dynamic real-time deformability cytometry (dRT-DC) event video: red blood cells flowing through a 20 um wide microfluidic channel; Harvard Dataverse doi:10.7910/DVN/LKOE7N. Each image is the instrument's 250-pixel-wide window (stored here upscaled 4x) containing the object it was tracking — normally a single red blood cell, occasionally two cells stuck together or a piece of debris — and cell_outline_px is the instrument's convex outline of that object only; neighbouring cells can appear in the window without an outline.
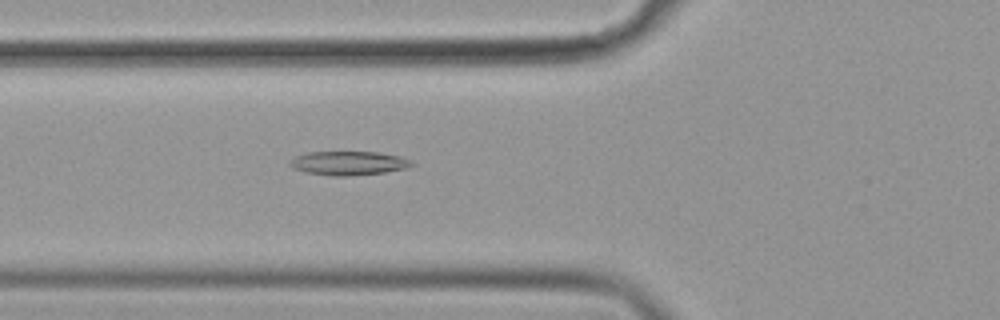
{"species": "common noctule bat (a hibernating species)", "species_latin": "Nyctalus noctula", "temperature_condition": "cold", "stored_images_in_passage": 56, "camera_frame_rate_fps": 3000, "um_per_image_px": 0.085, "animal": {"sex": "female", "body_mass_g": 19.9}, "frame": {"image": 1, "passage_image": 21, "time_ms": 6.667, "image_size_px": [1000, 320], "cell_outline_px": [[416, 164], [408, 168], [384, 172], [348, 176], [332, 176], [308, 172], [292, 168], [288, 164], [288, 160], [296, 156], [308, 152], [376, 152], [400, 156], [412, 160]], "centroid_in_image_um": [29.64, 13.86], "position_along_channel_um": 96.2, "area_um2": 17.05}}
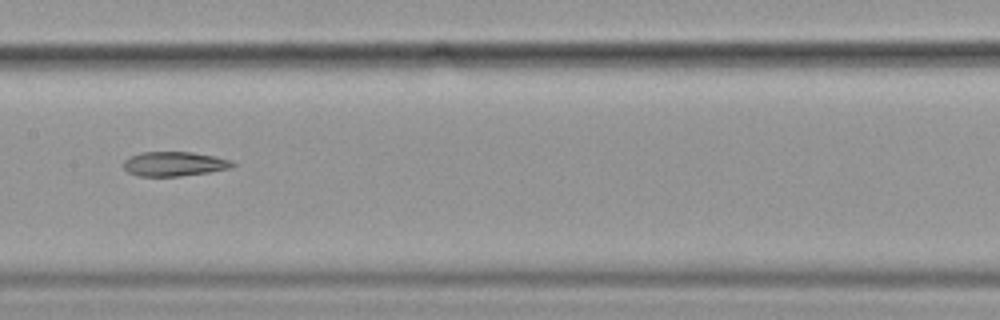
{"frame": {"image": 2, "passage_image": 29, "time_ms": 9.333, "image_size_px": [1000, 320], "cell_outline_px": [[236, 164], [232, 168], [208, 172], [180, 176], [140, 176], [128, 172], [124, 168], [124, 160], [140, 152], [192, 152], [216, 156], [232, 160]], "centroid_in_image_um": [14.85, 13.92], "position_along_channel_um": 192.5, "area_um2": 15.55}}
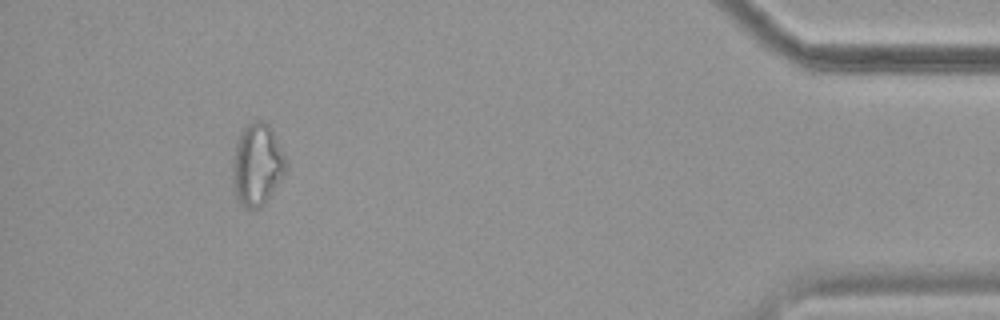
{"frame": {"image": 3, "passage_image": 52, "time_ms": 17.0, "image_size_px": [1000, 320], "cell_outline_px": [[288, 168], [268, 200], [260, 208], [248, 208], [236, 196], [232, 180], [232, 160], [236, 140], [240, 132], [248, 124], [256, 120], [264, 120], [272, 128], [288, 160]], "centroid_in_image_um": [21.88, 13.95], "position_along_channel_um": 413.3, "area_um2": 25.89}, "authors_computed_cell_mechanics": {"area_um2": 18.207, "velocity_mm_per_s": 3.6047, "shape_relaxation_time_tau1_ms": null, "shape_relaxation_time_tau2_ms": 3.8903, "deformation_change_tau1": null, "deformation_change_tau2": 0.1111}}